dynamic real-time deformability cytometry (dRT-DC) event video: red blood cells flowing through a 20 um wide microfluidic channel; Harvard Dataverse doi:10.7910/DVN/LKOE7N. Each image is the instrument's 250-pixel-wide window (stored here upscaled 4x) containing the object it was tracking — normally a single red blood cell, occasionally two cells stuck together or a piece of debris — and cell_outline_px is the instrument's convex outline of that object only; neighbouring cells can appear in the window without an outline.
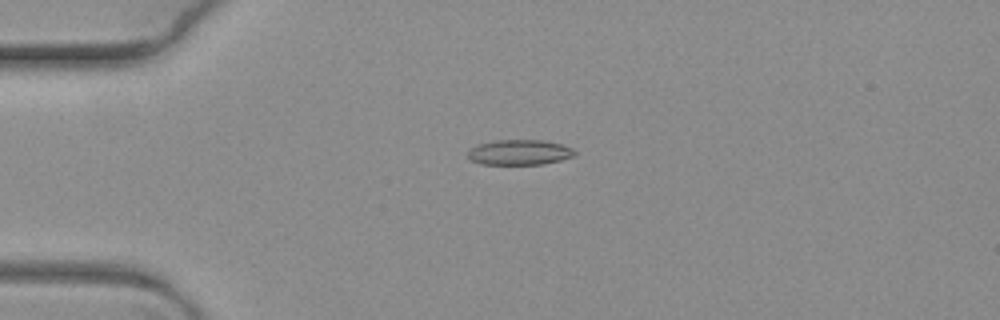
{"species": "common noctule bat (a hibernating species)", "species_latin": "Nyctalus noctula", "temperature_condition": "warm", "stored_images_in_passage": 2, "camera_frame_rate_fps": 3000, "um_per_image_px": 0.085, "animal": {"sex": "female", "body_mass_g": 19.3, "forearm_length_mm": 54.1}, "frame": {"image": 1, "passage_image": 1, "time_ms": 0.0, "image_size_px": [1000, 320], "cell_outline_px": [[576, 156], [560, 160], [540, 164], [480, 164], [472, 160], [468, 156], [468, 152], [476, 144], [496, 140], [544, 140], [560, 144], [572, 148], [576, 152]], "centroid_in_image_um": [44.16, 12.94], "position_along_channel_um": 40.8, "area_um2": 15.66}}